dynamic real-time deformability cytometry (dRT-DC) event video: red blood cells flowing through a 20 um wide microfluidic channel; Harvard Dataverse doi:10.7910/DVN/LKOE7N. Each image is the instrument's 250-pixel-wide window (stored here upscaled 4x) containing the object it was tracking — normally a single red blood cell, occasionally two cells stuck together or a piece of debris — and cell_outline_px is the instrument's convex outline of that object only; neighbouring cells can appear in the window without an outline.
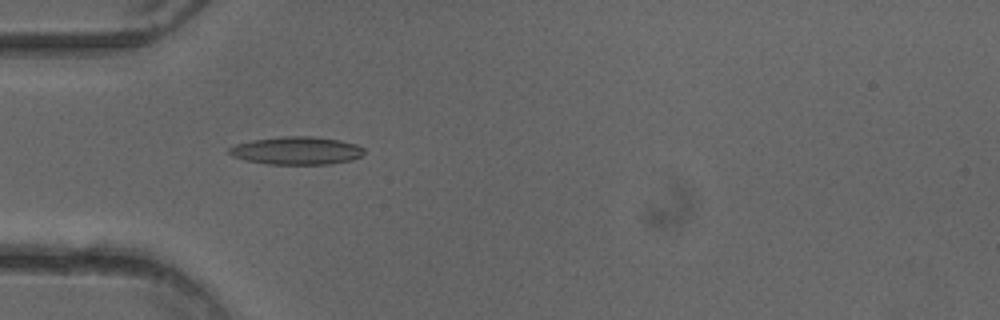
{"species": "common noctule bat (a hibernating species)", "species_latin": "Nyctalus noctula", "temperature_condition": "cold", "stored_images_in_passage": 51, "camera_frame_rate_fps": 3000, "um_per_image_px": 0.085, "animal": {"sex": "female"}, "frame": {"image": 1, "passage_image": 16, "time_ms": 5.0, "image_size_px": [1000, 320], "cell_outline_px": [[364, 152], [360, 156], [352, 160], [332, 164], [268, 164], [244, 160], [232, 156], [228, 152], [228, 148], [236, 144], [252, 140], [284, 136], [312, 136], [340, 140], [356, 144], [364, 148]], "centroid_in_image_um": [25.21, 12.8], "position_along_channel_um": 59.8, "area_um2": 22.02}}
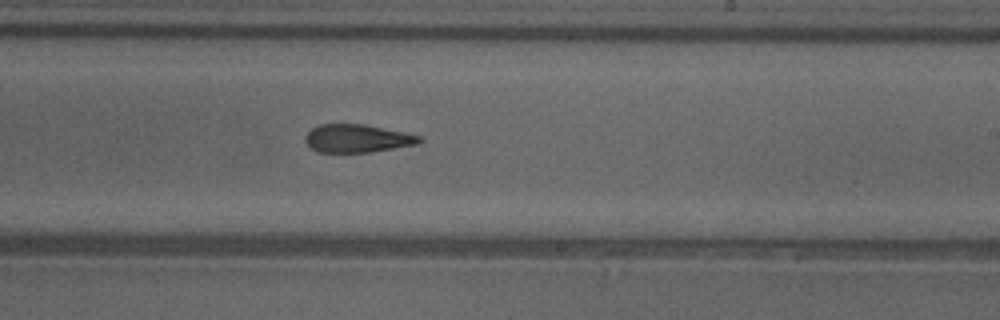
{"frame": {"image": 2, "passage_image": 31, "time_ms": 10.0, "image_size_px": [1000, 320], "cell_outline_px": [[424, 140], [420, 144], [368, 152], [320, 152], [312, 148], [304, 140], [304, 136], [312, 128], [320, 124], [364, 124], [408, 132], [420, 136]], "centroid_in_image_um": [30.42, 11.75], "position_along_channel_um": 258.6, "area_um2": 18.79}}
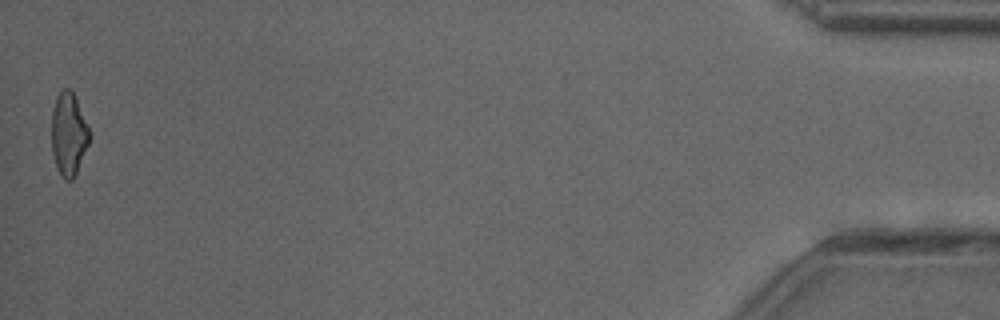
{"frame": {"image": 3, "passage_image": 51, "time_ms": 16.667, "image_size_px": [1000, 320], "cell_outline_px": [[92, 136], [76, 172], [72, 180], [64, 180], [60, 176], [52, 152], [52, 112], [56, 96], [64, 88], [68, 88], [72, 92], [92, 132]], "centroid_in_image_um": [5.85, 11.41], "position_along_channel_um": 429.4, "area_um2": 18.26}, "authors_computed_cell_mechanics": {"area_um2": 19.8254, "velocity_mm_per_s": 4.0275, "shape_relaxation_time_tau1_ms": null, "shape_relaxation_time_tau2_ms": 3.2332, "deformation_change_tau1": null, "deformation_change_tau2": 0.1324}}